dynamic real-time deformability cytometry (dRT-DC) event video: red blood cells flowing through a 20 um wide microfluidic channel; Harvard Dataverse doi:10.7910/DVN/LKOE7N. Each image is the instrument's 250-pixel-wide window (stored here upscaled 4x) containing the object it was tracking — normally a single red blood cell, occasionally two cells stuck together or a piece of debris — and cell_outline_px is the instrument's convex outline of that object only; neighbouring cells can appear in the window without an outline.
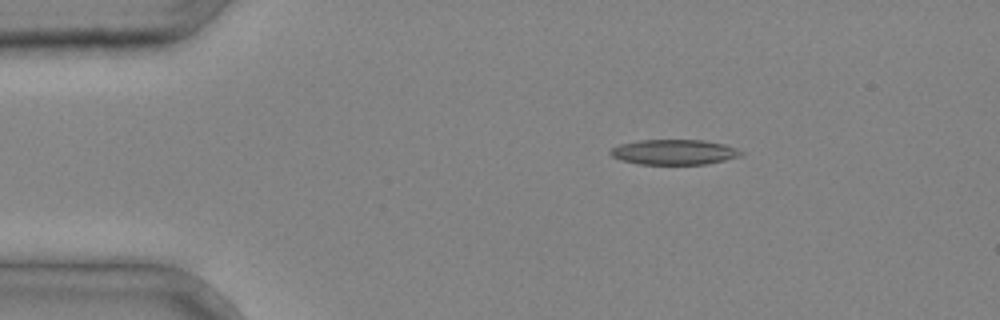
{"species": "common noctule bat (a hibernating species)", "species_latin": "Nyctalus noctula", "temperature_condition": "cold", "stored_images_in_passage": 3, "camera_frame_rate_fps": 3000, "um_per_image_px": 0.085, "animal": {"sex": "male", "body_mass_g": 20.4}, "frame": {"image": 1, "passage_image": 1, "time_ms": 0.0, "image_size_px": [1000, 320], "cell_outline_px": [[744, 152], [740, 156], [724, 160], [704, 164], [636, 164], [620, 160], [612, 156], [608, 152], [612, 148], [620, 144], [640, 140], [704, 140], [724, 144], [736, 148]], "centroid_in_image_um": [57.27, 12.92], "position_along_channel_um": 27.7, "area_um2": 19.13}}